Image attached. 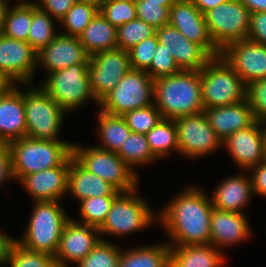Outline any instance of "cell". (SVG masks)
Returning a JSON list of instances; mask_svg holds the SVG:
<instances>
[{"mask_svg": "<svg viewBox=\"0 0 266 267\" xmlns=\"http://www.w3.org/2000/svg\"><path fill=\"white\" fill-rule=\"evenodd\" d=\"M212 210L211 199L191 186L171 200L159 220L176 245L210 244Z\"/></svg>", "mask_w": 266, "mask_h": 267, "instance_id": "cell-1", "label": "cell"}, {"mask_svg": "<svg viewBox=\"0 0 266 267\" xmlns=\"http://www.w3.org/2000/svg\"><path fill=\"white\" fill-rule=\"evenodd\" d=\"M154 104L164 119L204 112L200 71L181 70L154 80Z\"/></svg>", "mask_w": 266, "mask_h": 267, "instance_id": "cell-2", "label": "cell"}, {"mask_svg": "<svg viewBox=\"0 0 266 267\" xmlns=\"http://www.w3.org/2000/svg\"><path fill=\"white\" fill-rule=\"evenodd\" d=\"M11 150L15 179L61 166L72 154L73 143L34 139L28 136L7 144Z\"/></svg>", "mask_w": 266, "mask_h": 267, "instance_id": "cell-3", "label": "cell"}, {"mask_svg": "<svg viewBox=\"0 0 266 267\" xmlns=\"http://www.w3.org/2000/svg\"><path fill=\"white\" fill-rule=\"evenodd\" d=\"M34 206L23 239L16 241L25 249L55 256L70 217L59 201H35Z\"/></svg>", "mask_w": 266, "mask_h": 267, "instance_id": "cell-4", "label": "cell"}, {"mask_svg": "<svg viewBox=\"0 0 266 267\" xmlns=\"http://www.w3.org/2000/svg\"><path fill=\"white\" fill-rule=\"evenodd\" d=\"M200 79L204 109L233 105L246 99V84L221 55L205 65Z\"/></svg>", "mask_w": 266, "mask_h": 267, "instance_id": "cell-5", "label": "cell"}, {"mask_svg": "<svg viewBox=\"0 0 266 267\" xmlns=\"http://www.w3.org/2000/svg\"><path fill=\"white\" fill-rule=\"evenodd\" d=\"M89 64H74L48 74L41 88L66 112L79 108L88 99H96L88 77Z\"/></svg>", "mask_w": 266, "mask_h": 267, "instance_id": "cell-6", "label": "cell"}, {"mask_svg": "<svg viewBox=\"0 0 266 267\" xmlns=\"http://www.w3.org/2000/svg\"><path fill=\"white\" fill-rule=\"evenodd\" d=\"M73 157L88 171L109 182L120 192L137 189L138 176L118 155L98 148L73 144ZM135 172V173H134Z\"/></svg>", "mask_w": 266, "mask_h": 267, "instance_id": "cell-7", "label": "cell"}, {"mask_svg": "<svg viewBox=\"0 0 266 267\" xmlns=\"http://www.w3.org/2000/svg\"><path fill=\"white\" fill-rule=\"evenodd\" d=\"M154 80L143 70L130 69L115 88L100 101V110L111 115L153 104ZM152 101V102H151Z\"/></svg>", "mask_w": 266, "mask_h": 267, "instance_id": "cell-8", "label": "cell"}, {"mask_svg": "<svg viewBox=\"0 0 266 267\" xmlns=\"http://www.w3.org/2000/svg\"><path fill=\"white\" fill-rule=\"evenodd\" d=\"M26 136L34 139L58 141V134L66 111L42 88L23 92Z\"/></svg>", "mask_w": 266, "mask_h": 267, "instance_id": "cell-9", "label": "cell"}, {"mask_svg": "<svg viewBox=\"0 0 266 267\" xmlns=\"http://www.w3.org/2000/svg\"><path fill=\"white\" fill-rule=\"evenodd\" d=\"M134 189L120 192L113 200L99 233L122 236L138 232L153 223L156 218L148 203L138 198Z\"/></svg>", "mask_w": 266, "mask_h": 267, "instance_id": "cell-10", "label": "cell"}, {"mask_svg": "<svg viewBox=\"0 0 266 267\" xmlns=\"http://www.w3.org/2000/svg\"><path fill=\"white\" fill-rule=\"evenodd\" d=\"M250 14L240 0H229L204 14L209 35L220 51L232 42L247 39Z\"/></svg>", "mask_w": 266, "mask_h": 267, "instance_id": "cell-11", "label": "cell"}, {"mask_svg": "<svg viewBox=\"0 0 266 267\" xmlns=\"http://www.w3.org/2000/svg\"><path fill=\"white\" fill-rule=\"evenodd\" d=\"M130 69L129 53L120 48L89 57L88 77L96 99L100 102Z\"/></svg>", "mask_w": 266, "mask_h": 267, "instance_id": "cell-12", "label": "cell"}, {"mask_svg": "<svg viewBox=\"0 0 266 267\" xmlns=\"http://www.w3.org/2000/svg\"><path fill=\"white\" fill-rule=\"evenodd\" d=\"M177 127L179 153L202 157L222 146L204 112L174 119Z\"/></svg>", "mask_w": 266, "mask_h": 267, "instance_id": "cell-13", "label": "cell"}, {"mask_svg": "<svg viewBox=\"0 0 266 267\" xmlns=\"http://www.w3.org/2000/svg\"><path fill=\"white\" fill-rule=\"evenodd\" d=\"M37 65V52L30 44L0 33V71L13 84L31 83Z\"/></svg>", "mask_w": 266, "mask_h": 267, "instance_id": "cell-14", "label": "cell"}, {"mask_svg": "<svg viewBox=\"0 0 266 267\" xmlns=\"http://www.w3.org/2000/svg\"><path fill=\"white\" fill-rule=\"evenodd\" d=\"M221 56L246 85L266 78V45L243 39L228 44Z\"/></svg>", "mask_w": 266, "mask_h": 267, "instance_id": "cell-15", "label": "cell"}, {"mask_svg": "<svg viewBox=\"0 0 266 267\" xmlns=\"http://www.w3.org/2000/svg\"><path fill=\"white\" fill-rule=\"evenodd\" d=\"M169 24L177 28L188 40L202 46L212 57L221 55L209 35L205 15L191 0H178L172 5Z\"/></svg>", "mask_w": 266, "mask_h": 267, "instance_id": "cell-16", "label": "cell"}, {"mask_svg": "<svg viewBox=\"0 0 266 267\" xmlns=\"http://www.w3.org/2000/svg\"><path fill=\"white\" fill-rule=\"evenodd\" d=\"M97 234H100L98 228L70 218L63 229L54 256L58 267H68L67 262L76 264L84 259L101 240Z\"/></svg>", "mask_w": 266, "mask_h": 267, "instance_id": "cell-17", "label": "cell"}, {"mask_svg": "<svg viewBox=\"0 0 266 267\" xmlns=\"http://www.w3.org/2000/svg\"><path fill=\"white\" fill-rule=\"evenodd\" d=\"M156 35L180 70L201 71L213 58L202 46L188 40L171 24L156 29Z\"/></svg>", "mask_w": 266, "mask_h": 267, "instance_id": "cell-18", "label": "cell"}, {"mask_svg": "<svg viewBox=\"0 0 266 267\" xmlns=\"http://www.w3.org/2000/svg\"><path fill=\"white\" fill-rule=\"evenodd\" d=\"M261 122L240 129L222 141L237 166L249 170L265 159Z\"/></svg>", "mask_w": 266, "mask_h": 267, "instance_id": "cell-19", "label": "cell"}, {"mask_svg": "<svg viewBox=\"0 0 266 267\" xmlns=\"http://www.w3.org/2000/svg\"><path fill=\"white\" fill-rule=\"evenodd\" d=\"M40 63L51 73L74 64H89V56L79 37L57 34L49 45L37 53V64Z\"/></svg>", "mask_w": 266, "mask_h": 267, "instance_id": "cell-20", "label": "cell"}, {"mask_svg": "<svg viewBox=\"0 0 266 267\" xmlns=\"http://www.w3.org/2000/svg\"><path fill=\"white\" fill-rule=\"evenodd\" d=\"M70 157L61 165L24 176L20 181L35 201H59L68 193Z\"/></svg>", "mask_w": 266, "mask_h": 267, "instance_id": "cell-21", "label": "cell"}, {"mask_svg": "<svg viewBox=\"0 0 266 267\" xmlns=\"http://www.w3.org/2000/svg\"><path fill=\"white\" fill-rule=\"evenodd\" d=\"M23 137H26L24 97L15 84L0 94V144Z\"/></svg>", "mask_w": 266, "mask_h": 267, "instance_id": "cell-22", "label": "cell"}, {"mask_svg": "<svg viewBox=\"0 0 266 267\" xmlns=\"http://www.w3.org/2000/svg\"><path fill=\"white\" fill-rule=\"evenodd\" d=\"M248 219L244 213L228 212L213 207L210 221V244L214 247L230 246L249 237Z\"/></svg>", "mask_w": 266, "mask_h": 267, "instance_id": "cell-23", "label": "cell"}, {"mask_svg": "<svg viewBox=\"0 0 266 267\" xmlns=\"http://www.w3.org/2000/svg\"><path fill=\"white\" fill-rule=\"evenodd\" d=\"M204 113L210 126L222 141L256 121L246 99L233 105L204 109Z\"/></svg>", "mask_w": 266, "mask_h": 267, "instance_id": "cell-24", "label": "cell"}, {"mask_svg": "<svg viewBox=\"0 0 266 267\" xmlns=\"http://www.w3.org/2000/svg\"><path fill=\"white\" fill-rule=\"evenodd\" d=\"M67 192L80 201L97 196H117L118 191L109 182L85 169L74 157L70 156Z\"/></svg>", "mask_w": 266, "mask_h": 267, "instance_id": "cell-25", "label": "cell"}, {"mask_svg": "<svg viewBox=\"0 0 266 267\" xmlns=\"http://www.w3.org/2000/svg\"><path fill=\"white\" fill-rule=\"evenodd\" d=\"M251 177L236 175L223 180L215 189L211 203L214 208L236 213H244L245 205L253 194Z\"/></svg>", "mask_w": 266, "mask_h": 267, "instance_id": "cell-26", "label": "cell"}, {"mask_svg": "<svg viewBox=\"0 0 266 267\" xmlns=\"http://www.w3.org/2000/svg\"><path fill=\"white\" fill-rule=\"evenodd\" d=\"M170 267H221L224 256L211 244H170Z\"/></svg>", "mask_w": 266, "mask_h": 267, "instance_id": "cell-27", "label": "cell"}, {"mask_svg": "<svg viewBox=\"0 0 266 267\" xmlns=\"http://www.w3.org/2000/svg\"><path fill=\"white\" fill-rule=\"evenodd\" d=\"M79 40L87 55L91 57L117 48V28L111 25L99 11L79 36Z\"/></svg>", "mask_w": 266, "mask_h": 267, "instance_id": "cell-28", "label": "cell"}, {"mask_svg": "<svg viewBox=\"0 0 266 267\" xmlns=\"http://www.w3.org/2000/svg\"><path fill=\"white\" fill-rule=\"evenodd\" d=\"M117 267H170V245H149L120 253Z\"/></svg>", "mask_w": 266, "mask_h": 267, "instance_id": "cell-29", "label": "cell"}, {"mask_svg": "<svg viewBox=\"0 0 266 267\" xmlns=\"http://www.w3.org/2000/svg\"><path fill=\"white\" fill-rule=\"evenodd\" d=\"M97 117L99 120L98 135L103 142L98 148L118 152L131 132L126 121L120 115H111L102 110H100Z\"/></svg>", "mask_w": 266, "mask_h": 267, "instance_id": "cell-30", "label": "cell"}, {"mask_svg": "<svg viewBox=\"0 0 266 267\" xmlns=\"http://www.w3.org/2000/svg\"><path fill=\"white\" fill-rule=\"evenodd\" d=\"M33 18V2H19L8 8L1 34L28 43Z\"/></svg>", "mask_w": 266, "mask_h": 267, "instance_id": "cell-31", "label": "cell"}, {"mask_svg": "<svg viewBox=\"0 0 266 267\" xmlns=\"http://www.w3.org/2000/svg\"><path fill=\"white\" fill-rule=\"evenodd\" d=\"M147 142L158 159L165 157L172 150L179 152L177 127L173 119L162 118L158 124L146 134Z\"/></svg>", "mask_w": 266, "mask_h": 267, "instance_id": "cell-32", "label": "cell"}, {"mask_svg": "<svg viewBox=\"0 0 266 267\" xmlns=\"http://www.w3.org/2000/svg\"><path fill=\"white\" fill-rule=\"evenodd\" d=\"M117 155L131 168L152 163L157 159L147 142L145 134L130 132ZM133 167V168H132Z\"/></svg>", "mask_w": 266, "mask_h": 267, "instance_id": "cell-33", "label": "cell"}, {"mask_svg": "<svg viewBox=\"0 0 266 267\" xmlns=\"http://www.w3.org/2000/svg\"><path fill=\"white\" fill-rule=\"evenodd\" d=\"M54 18L41 10L36 2H33V18L28 35V44L38 53L42 48L49 45L57 35L54 30Z\"/></svg>", "mask_w": 266, "mask_h": 267, "instance_id": "cell-34", "label": "cell"}, {"mask_svg": "<svg viewBox=\"0 0 266 267\" xmlns=\"http://www.w3.org/2000/svg\"><path fill=\"white\" fill-rule=\"evenodd\" d=\"M98 12L93 5L76 2L60 20L66 32L63 34L79 37Z\"/></svg>", "mask_w": 266, "mask_h": 267, "instance_id": "cell-35", "label": "cell"}, {"mask_svg": "<svg viewBox=\"0 0 266 267\" xmlns=\"http://www.w3.org/2000/svg\"><path fill=\"white\" fill-rule=\"evenodd\" d=\"M155 34L156 28L136 18L117 28V48L128 51Z\"/></svg>", "mask_w": 266, "mask_h": 267, "instance_id": "cell-36", "label": "cell"}, {"mask_svg": "<svg viewBox=\"0 0 266 267\" xmlns=\"http://www.w3.org/2000/svg\"><path fill=\"white\" fill-rule=\"evenodd\" d=\"M116 196H97L80 201L82 224L100 228L104 223Z\"/></svg>", "mask_w": 266, "mask_h": 267, "instance_id": "cell-37", "label": "cell"}, {"mask_svg": "<svg viewBox=\"0 0 266 267\" xmlns=\"http://www.w3.org/2000/svg\"><path fill=\"white\" fill-rule=\"evenodd\" d=\"M121 251L115 244L101 239L78 267H117Z\"/></svg>", "mask_w": 266, "mask_h": 267, "instance_id": "cell-38", "label": "cell"}, {"mask_svg": "<svg viewBox=\"0 0 266 267\" xmlns=\"http://www.w3.org/2000/svg\"><path fill=\"white\" fill-rule=\"evenodd\" d=\"M10 267H58L54 256L25 249L17 242L8 260Z\"/></svg>", "mask_w": 266, "mask_h": 267, "instance_id": "cell-39", "label": "cell"}, {"mask_svg": "<svg viewBox=\"0 0 266 267\" xmlns=\"http://www.w3.org/2000/svg\"><path fill=\"white\" fill-rule=\"evenodd\" d=\"M131 132L147 134L162 119L160 111L155 104L128 111L122 115Z\"/></svg>", "mask_w": 266, "mask_h": 267, "instance_id": "cell-40", "label": "cell"}, {"mask_svg": "<svg viewBox=\"0 0 266 267\" xmlns=\"http://www.w3.org/2000/svg\"><path fill=\"white\" fill-rule=\"evenodd\" d=\"M99 11L116 28L137 18L135 2L105 0Z\"/></svg>", "mask_w": 266, "mask_h": 267, "instance_id": "cell-41", "label": "cell"}, {"mask_svg": "<svg viewBox=\"0 0 266 267\" xmlns=\"http://www.w3.org/2000/svg\"><path fill=\"white\" fill-rule=\"evenodd\" d=\"M137 18L148 25L158 29L169 24L170 8L160 3L148 2V0H137L135 2Z\"/></svg>", "mask_w": 266, "mask_h": 267, "instance_id": "cell-42", "label": "cell"}, {"mask_svg": "<svg viewBox=\"0 0 266 267\" xmlns=\"http://www.w3.org/2000/svg\"><path fill=\"white\" fill-rule=\"evenodd\" d=\"M158 43L155 34L128 50L131 69L146 71L154 58Z\"/></svg>", "mask_w": 266, "mask_h": 267, "instance_id": "cell-43", "label": "cell"}, {"mask_svg": "<svg viewBox=\"0 0 266 267\" xmlns=\"http://www.w3.org/2000/svg\"><path fill=\"white\" fill-rule=\"evenodd\" d=\"M180 68L176 64L173 56L168 52L165 47L158 43L154 58L146 73L153 79H159L170 76L180 72Z\"/></svg>", "mask_w": 266, "mask_h": 267, "instance_id": "cell-44", "label": "cell"}, {"mask_svg": "<svg viewBox=\"0 0 266 267\" xmlns=\"http://www.w3.org/2000/svg\"><path fill=\"white\" fill-rule=\"evenodd\" d=\"M246 100L253 111L256 121L266 120V78L258 79L246 85Z\"/></svg>", "mask_w": 266, "mask_h": 267, "instance_id": "cell-45", "label": "cell"}, {"mask_svg": "<svg viewBox=\"0 0 266 267\" xmlns=\"http://www.w3.org/2000/svg\"><path fill=\"white\" fill-rule=\"evenodd\" d=\"M247 39L266 45V11L250 14V29Z\"/></svg>", "mask_w": 266, "mask_h": 267, "instance_id": "cell-46", "label": "cell"}, {"mask_svg": "<svg viewBox=\"0 0 266 267\" xmlns=\"http://www.w3.org/2000/svg\"><path fill=\"white\" fill-rule=\"evenodd\" d=\"M76 2L77 0H39L36 5L54 19L56 18V22H60Z\"/></svg>", "mask_w": 266, "mask_h": 267, "instance_id": "cell-47", "label": "cell"}, {"mask_svg": "<svg viewBox=\"0 0 266 267\" xmlns=\"http://www.w3.org/2000/svg\"><path fill=\"white\" fill-rule=\"evenodd\" d=\"M15 178L11 150L7 144H0V186L6 179Z\"/></svg>", "mask_w": 266, "mask_h": 267, "instance_id": "cell-48", "label": "cell"}, {"mask_svg": "<svg viewBox=\"0 0 266 267\" xmlns=\"http://www.w3.org/2000/svg\"><path fill=\"white\" fill-rule=\"evenodd\" d=\"M249 170L253 171L251 176L254 194L266 196V160L260 164L251 167Z\"/></svg>", "mask_w": 266, "mask_h": 267, "instance_id": "cell-49", "label": "cell"}, {"mask_svg": "<svg viewBox=\"0 0 266 267\" xmlns=\"http://www.w3.org/2000/svg\"><path fill=\"white\" fill-rule=\"evenodd\" d=\"M16 242V239H12L0 231V266L8 264L12 247Z\"/></svg>", "mask_w": 266, "mask_h": 267, "instance_id": "cell-50", "label": "cell"}, {"mask_svg": "<svg viewBox=\"0 0 266 267\" xmlns=\"http://www.w3.org/2000/svg\"><path fill=\"white\" fill-rule=\"evenodd\" d=\"M191 1L203 14H205L210 9L217 7L219 4L228 2L229 0H191Z\"/></svg>", "mask_w": 266, "mask_h": 267, "instance_id": "cell-51", "label": "cell"}, {"mask_svg": "<svg viewBox=\"0 0 266 267\" xmlns=\"http://www.w3.org/2000/svg\"><path fill=\"white\" fill-rule=\"evenodd\" d=\"M250 13L265 12L266 0H240Z\"/></svg>", "mask_w": 266, "mask_h": 267, "instance_id": "cell-52", "label": "cell"}, {"mask_svg": "<svg viewBox=\"0 0 266 267\" xmlns=\"http://www.w3.org/2000/svg\"><path fill=\"white\" fill-rule=\"evenodd\" d=\"M14 84L0 71V94L8 91Z\"/></svg>", "mask_w": 266, "mask_h": 267, "instance_id": "cell-53", "label": "cell"}, {"mask_svg": "<svg viewBox=\"0 0 266 267\" xmlns=\"http://www.w3.org/2000/svg\"><path fill=\"white\" fill-rule=\"evenodd\" d=\"M6 0H0V33L3 28V24L5 21L6 13L8 11L9 5Z\"/></svg>", "mask_w": 266, "mask_h": 267, "instance_id": "cell-54", "label": "cell"}, {"mask_svg": "<svg viewBox=\"0 0 266 267\" xmlns=\"http://www.w3.org/2000/svg\"><path fill=\"white\" fill-rule=\"evenodd\" d=\"M105 0H77V2L86 3L97 7L99 10L102 7Z\"/></svg>", "mask_w": 266, "mask_h": 267, "instance_id": "cell-55", "label": "cell"}, {"mask_svg": "<svg viewBox=\"0 0 266 267\" xmlns=\"http://www.w3.org/2000/svg\"><path fill=\"white\" fill-rule=\"evenodd\" d=\"M178 0H148V2L160 3V5L171 8Z\"/></svg>", "mask_w": 266, "mask_h": 267, "instance_id": "cell-56", "label": "cell"}, {"mask_svg": "<svg viewBox=\"0 0 266 267\" xmlns=\"http://www.w3.org/2000/svg\"><path fill=\"white\" fill-rule=\"evenodd\" d=\"M262 125L266 126V120L261 122V127L264 128V129L262 128V134H263L264 156H265V159H266V127L262 126Z\"/></svg>", "mask_w": 266, "mask_h": 267, "instance_id": "cell-57", "label": "cell"}, {"mask_svg": "<svg viewBox=\"0 0 266 267\" xmlns=\"http://www.w3.org/2000/svg\"><path fill=\"white\" fill-rule=\"evenodd\" d=\"M116 1H128V2H136L137 0H116Z\"/></svg>", "mask_w": 266, "mask_h": 267, "instance_id": "cell-58", "label": "cell"}]
</instances>
